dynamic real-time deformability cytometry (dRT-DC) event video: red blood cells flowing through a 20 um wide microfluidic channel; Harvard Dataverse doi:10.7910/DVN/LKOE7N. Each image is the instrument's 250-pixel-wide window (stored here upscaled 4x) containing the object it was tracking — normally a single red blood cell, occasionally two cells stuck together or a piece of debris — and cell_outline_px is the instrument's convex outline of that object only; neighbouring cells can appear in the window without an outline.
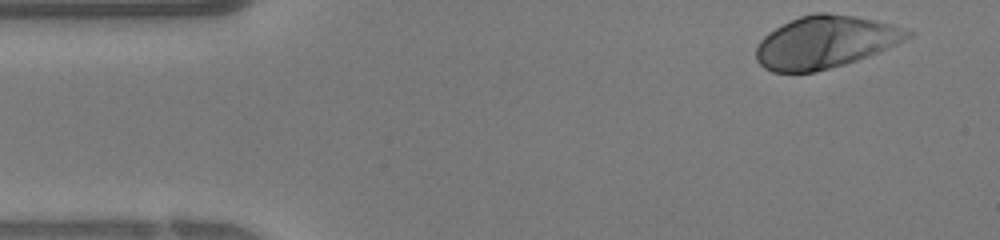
{"species": "human", "species_latin": "Homo sapiens", "temperature_condition": "warm", "stored_images_in_passage": 37, "camera_frame_rate_fps": 3000, "um_per_image_px": 0.085, "donor": {"sex": "female"}, "frame": {"image": 1, "passage_image": 1, "time_ms": 0.0, "image_size_px": [1000, 240], "cell_outline_px": [[916, 32], [912, 36], [888, 48], [868, 56], [844, 64], [816, 72], [772, 72], [764, 68], [756, 60], [756, 48], [760, 40], [768, 32], [800, 16], [816, 12], [828, 12], [876, 20]], "centroid_in_image_um": [70.14, 3.58], "position_along_channel_um": 14.9, "area_um2": 45.95}}
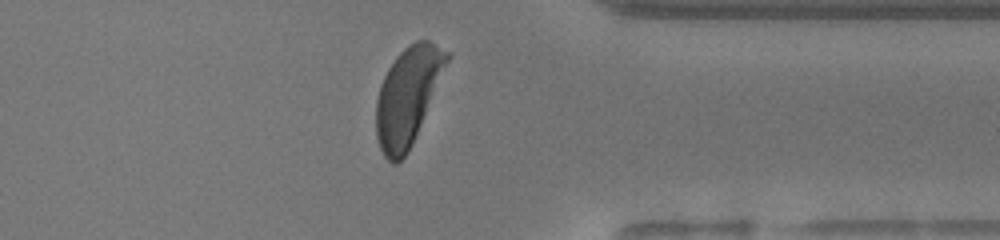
{"frame": {"image": 2, "passage_image": 28, "time_ms": 9.0, "image_size_px": [1000, 240], "cell_outline_px": [[452, 56], [412, 144], [408, 152], [396, 164], [392, 164], [384, 156], [380, 148], [376, 136], [376, 100], [380, 84], [388, 68], [396, 56], [408, 44], [416, 40], [428, 40], [448, 52]], "centroid_in_image_um": [34.66, 8.15], "position_along_channel_um": 376.7, "area_um2": 40.29}}
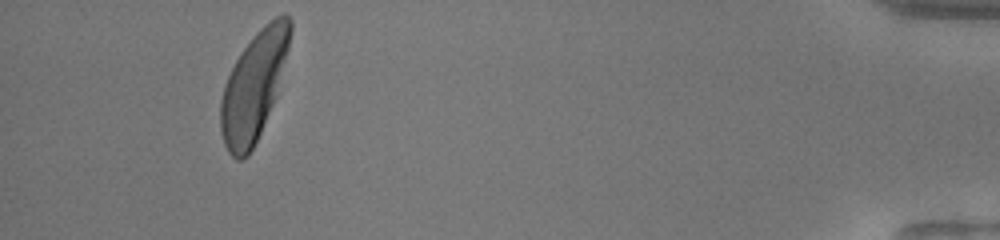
{"frame": {"image": 3, "passage_image": 34, "time_ms": 11.0, "image_size_px": [1000, 240], "cell_outline_px": [[292, 32], [276, 96], [260, 132], [248, 156], [244, 160], [236, 160], [228, 152], [224, 144], [220, 132], [220, 100], [224, 84], [236, 60], [244, 48], [256, 32], [264, 24], [276, 16], [284, 12], [292, 20]], "centroid_in_image_um": [21.56, 7.32], "position_along_channel_um": 413.6, "area_um2": 43.58}}